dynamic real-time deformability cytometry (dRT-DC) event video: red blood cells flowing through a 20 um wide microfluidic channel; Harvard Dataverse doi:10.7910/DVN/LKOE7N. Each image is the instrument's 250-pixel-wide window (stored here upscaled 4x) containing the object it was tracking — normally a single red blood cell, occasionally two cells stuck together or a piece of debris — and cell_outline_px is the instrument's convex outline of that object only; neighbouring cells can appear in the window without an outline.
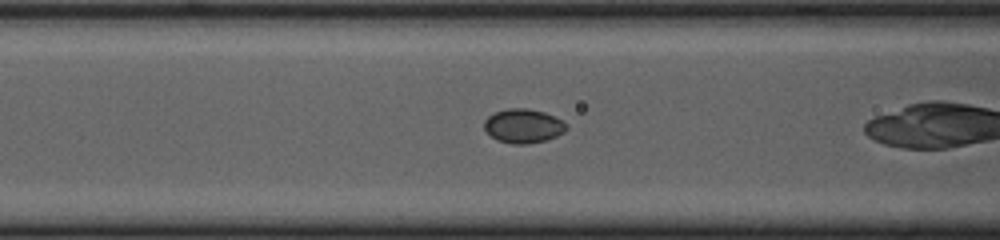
{"species": "common noctule bat (a hibernating species)", "species_latin": "Nyctalus noctula", "temperature_condition": "cold", "stored_images_in_passage": 19, "camera_frame_rate_fps": 3000, "um_per_image_px": 0.085, "animal": {"sex": "female", "body_mass_g": 23.0, "forearm_length_mm": 53.4}, "frame": {"image": 1, "passage_image": 14, "time_ms": 4.333, "image_size_px": [1000, 240], "cell_outline_px": [[568, 128], [564, 132], [556, 136], [544, 140], [528, 144], [512, 144], [496, 140], [484, 128], [484, 120], [488, 116], [496, 112], [508, 108], [528, 108], [544, 112], [564, 120], [568, 124]], "centroid_in_image_um": [44.51, 10.7], "position_along_channel_um": 122.1, "area_um2": 16.42}}